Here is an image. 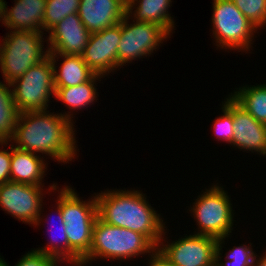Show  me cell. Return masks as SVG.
I'll return each instance as SVG.
<instances>
[{"instance_id": "21", "label": "cell", "mask_w": 266, "mask_h": 266, "mask_svg": "<svg viewBox=\"0 0 266 266\" xmlns=\"http://www.w3.org/2000/svg\"><path fill=\"white\" fill-rule=\"evenodd\" d=\"M255 120L266 124V84L240 87L230 95Z\"/></svg>"}, {"instance_id": "2", "label": "cell", "mask_w": 266, "mask_h": 266, "mask_svg": "<svg viewBox=\"0 0 266 266\" xmlns=\"http://www.w3.org/2000/svg\"><path fill=\"white\" fill-rule=\"evenodd\" d=\"M98 218L105 223L143 234L156 248L164 226L161 215L140 190H105L95 194Z\"/></svg>"}, {"instance_id": "8", "label": "cell", "mask_w": 266, "mask_h": 266, "mask_svg": "<svg viewBox=\"0 0 266 266\" xmlns=\"http://www.w3.org/2000/svg\"><path fill=\"white\" fill-rule=\"evenodd\" d=\"M212 7V35L216 46L234 51L238 49V52L250 51L252 38L258 29L231 0H213Z\"/></svg>"}, {"instance_id": "18", "label": "cell", "mask_w": 266, "mask_h": 266, "mask_svg": "<svg viewBox=\"0 0 266 266\" xmlns=\"http://www.w3.org/2000/svg\"><path fill=\"white\" fill-rule=\"evenodd\" d=\"M171 3V0H127L126 14L133 20L158 25L171 35L175 27L168 12Z\"/></svg>"}, {"instance_id": "5", "label": "cell", "mask_w": 266, "mask_h": 266, "mask_svg": "<svg viewBox=\"0 0 266 266\" xmlns=\"http://www.w3.org/2000/svg\"><path fill=\"white\" fill-rule=\"evenodd\" d=\"M44 32L10 31L0 43V67L5 83L11 84L48 56L43 50Z\"/></svg>"}, {"instance_id": "23", "label": "cell", "mask_w": 266, "mask_h": 266, "mask_svg": "<svg viewBox=\"0 0 266 266\" xmlns=\"http://www.w3.org/2000/svg\"><path fill=\"white\" fill-rule=\"evenodd\" d=\"M226 237L221 238L217 240L216 244V252H215V265L216 266H252L254 259L256 257L255 252L251 248L252 244L250 243L249 246L247 245H242V246H237L233 247L229 252H227L225 255V263L222 261V244L225 242Z\"/></svg>"}, {"instance_id": "3", "label": "cell", "mask_w": 266, "mask_h": 266, "mask_svg": "<svg viewBox=\"0 0 266 266\" xmlns=\"http://www.w3.org/2000/svg\"><path fill=\"white\" fill-rule=\"evenodd\" d=\"M58 194L56 203L61 208L68 237V262L82 261L89 254L98 218L96 198L80 200L70 186L63 187Z\"/></svg>"}, {"instance_id": "22", "label": "cell", "mask_w": 266, "mask_h": 266, "mask_svg": "<svg viewBox=\"0 0 266 266\" xmlns=\"http://www.w3.org/2000/svg\"><path fill=\"white\" fill-rule=\"evenodd\" d=\"M11 87L0 81V145L7 147L14 134L19 112L13 100ZM5 143V144H4Z\"/></svg>"}, {"instance_id": "1", "label": "cell", "mask_w": 266, "mask_h": 266, "mask_svg": "<svg viewBox=\"0 0 266 266\" xmlns=\"http://www.w3.org/2000/svg\"><path fill=\"white\" fill-rule=\"evenodd\" d=\"M69 113L54 114L49 110L19 113L10 142L18 149L69 163L77 154L74 117Z\"/></svg>"}, {"instance_id": "16", "label": "cell", "mask_w": 266, "mask_h": 266, "mask_svg": "<svg viewBox=\"0 0 266 266\" xmlns=\"http://www.w3.org/2000/svg\"><path fill=\"white\" fill-rule=\"evenodd\" d=\"M11 9L6 8L4 27L13 31L44 32L43 19L47 0H14Z\"/></svg>"}, {"instance_id": "19", "label": "cell", "mask_w": 266, "mask_h": 266, "mask_svg": "<svg viewBox=\"0 0 266 266\" xmlns=\"http://www.w3.org/2000/svg\"><path fill=\"white\" fill-rule=\"evenodd\" d=\"M54 67L55 88L72 87L89 81L95 73L87 66L81 55L48 53ZM62 57L63 61L57 70L55 64Z\"/></svg>"}, {"instance_id": "24", "label": "cell", "mask_w": 266, "mask_h": 266, "mask_svg": "<svg viewBox=\"0 0 266 266\" xmlns=\"http://www.w3.org/2000/svg\"><path fill=\"white\" fill-rule=\"evenodd\" d=\"M80 0H47L43 30L49 32L66 16L79 11Z\"/></svg>"}, {"instance_id": "4", "label": "cell", "mask_w": 266, "mask_h": 266, "mask_svg": "<svg viewBox=\"0 0 266 266\" xmlns=\"http://www.w3.org/2000/svg\"><path fill=\"white\" fill-rule=\"evenodd\" d=\"M155 249L156 247L143 234L109 225L97 218L93 226L89 254L82 261L87 264L93 259L96 261L100 258L122 261L152 253Z\"/></svg>"}, {"instance_id": "25", "label": "cell", "mask_w": 266, "mask_h": 266, "mask_svg": "<svg viewBox=\"0 0 266 266\" xmlns=\"http://www.w3.org/2000/svg\"><path fill=\"white\" fill-rule=\"evenodd\" d=\"M56 206H57L56 213L58 215V225H59L58 234L60 236L58 235L59 236L58 237L57 235H55V237L57 236L56 239L53 236L54 239L52 238L51 241H49L46 246L37 248L34 250L37 252L44 253L45 255H49L51 257L57 258L61 263H65V262H68V237L66 235V230H65L66 225L63 219L61 208L58 204Z\"/></svg>"}, {"instance_id": "30", "label": "cell", "mask_w": 266, "mask_h": 266, "mask_svg": "<svg viewBox=\"0 0 266 266\" xmlns=\"http://www.w3.org/2000/svg\"><path fill=\"white\" fill-rule=\"evenodd\" d=\"M148 255L151 256L148 266H176L158 248Z\"/></svg>"}, {"instance_id": "32", "label": "cell", "mask_w": 266, "mask_h": 266, "mask_svg": "<svg viewBox=\"0 0 266 266\" xmlns=\"http://www.w3.org/2000/svg\"><path fill=\"white\" fill-rule=\"evenodd\" d=\"M264 253L259 259H256V255L252 266H266V251Z\"/></svg>"}, {"instance_id": "31", "label": "cell", "mask_w": 266, "mask_h": 266, "mask_svg": "<svg viewBox=\"0 0 266 266\" xmlns=\"http://www.w3.org/2000/svg\"><path fill=\"white\" fill-rule=\"evenodd\" d=\"M4 0H0V21L2 24L5 23V13H6V8H7V3Z\"/></svg>"}, {"instance_id": "14", "label": "cell", "mask_w": 266, "mask_h": 266, "mask_svg": "<svg viewBox=\"0 0 266 266\" xmlns=\"http://www.w3.org/2000/svg\"><path fill=\"white\" fill-rule=\"evenodd\" d=\"M48 33V53L68 55H82L91 34L83 25L78 13L66 16Z\"/></svg>"}, {"instance_id": "28", "label": "cell", "mask_w": 266, "mask_h": 266, "mask_svg": "<svg viewBox=\"0 0 266 266\" xmlns=\"http://www.w3.org/2000/svg\"><path fill=\"white\" fill-rule=\"evenodd\" d=\"M59 263L60 261L57 258L31 250L20 258L15 266H59Z\"/></svg>"}, {"instance_id": "33", "label": "cell", "mask_w": 266, "mask_h": 266, "mask_svg": "<svg viewBox=\"0 0 266 266\" xmlns=\"http://www.w3.org/2000/svg\"><path fill=\"white\" fill-rule=\"evenodd\" d=\"M68 264H71L73 266H85L87 263L84 261H77V262H68Z\"/></svg>"}, {"instance_id": "27", "label": "cell", "mask_w": 266, "mask_h": 266, "mask_svg": "<svg viewBox=\"0 0 266 266\" xmlns=\"http://www.w3.org/2000/svg\"><path fill=\"white\" fill-rule=\"evenodd\" d=\"M222 105L223 114L216 118L213 124L214 134L217 136L218 141H226L232 146L234 135L233 113L224 104Z\"/></svg>"}, {"instance_id": "10", "label": "cell", "mask_w": 266, "mask_h": 266, "mask_svg": "<svg viewBox=\"0 0 266 266\" xmlns=\"http://www.w3.org/2000/svg\"><path fill=\"white\" fill-rule=\"evenodd\" d=\"M43 187L11 181L1 184L0 207L24 223L39 226L43 221Z\"/></svg>"}, {"instance_id": "9", "label": "cell", "mask_w": 266, "mask_h": 266, "mask_svg": "<svg viewBox=\"0 0 266 266\" xmlns=\"http://www.w3.org/2000/svg\"><path fill=\"white\" fill-rule=\"evenodd\" d=\"M129 15L121 21V39L118 45V68L124 64L132 63L135 59L150 56L161 46L169 34L158 25L142 21L129 24Z\"/></svg>"}, {"instance_id": "12", "label": "cell", "mask_w": 266, "mask_h": 266, "mask_svg": "<svg viewBox=\"0 0 266 266\" xmlns=\"http://www.w3.org/2000/svg\"><path fill=\"white\" fill-rule=\"evenodd\" d=\"M120 39L121 22L90 34L81 56L95 74L105 77L118 68L117 51Z\"/></svg>"}, {"instance_id": "17", "label": "cell", "mask_w": 266, "mask_h": 266, "mask_svg": "<svg viewBox=\"0 0 266 266\" xmlns=\"http://www.w3.org/2000/svg\"><path fill=\"white\" fill-rule=\"evenodd\" d=\"M11 146L10 181L35 186H44L42 179L47 171V162L41 155ZM46 169V171H45Z\"/></svg>"}, {"instance_id": "6", "label": "cell", "mask_w": 266, "mask_h": 266, "mask_svg": "<svg viewBox=\"0 0 266 266\" xmlns=\"http://www.w3.org/2000/svg\"><path fill=\"white\" fill-rule=\"evenodd\" d=\"M224 188L218 184L199 195L189 211L193 213L200 234L217 240L229 237L233 231V207Z\"/></svg>"}, {"instance_id": "29", "label": "cell", "mask_w": 266, "mask_h": 266, "mask_svg": "<svg viewBox=\"0 0 266 266\" xmlns=\"http://www.w3.org/2000/svg\"><path fill=\"white\" fill-rule=\"evenodd\" d=\"M10 168L11 147L8 151L0 149V185L10 181Z\"/></svg>"}, {"instance_id": "13", "label": "cell", "mask_w": 266, "mask_h": 266, "mask_svg": "<svg viewBox=\"0 0 266 266\" xmlns=\"http://www.w3.org/2000/svg\"><path fill=\"white\" fill-rule=\"evenodd\" d=\"M224 102L222 104L233 113L232 145L241 150L255 151L266 156V124L255 120L230 95Z\"/></svg>"}, {"instance_id": "34", "label": "cell", "mask_w": 266, "mask_h": 266, "mask_svg": "<svg viewBox=\"0 0 266 266\" xmlns=\"http://www.w3.org/2000/svg\"><path fill=\"white\" fill-rule=\"evenodd\" d=\"M0 266H10V265L7 264V262H5V260L2 259V257L0 256Z\"/></svg>"}, {"instance_id": "7", "label": "cell", "mask_w": 266, "mask_h": 266, "mask_svg": "<svg viewBox=\"0 0 266 266\" xmlns=\"http://www.w3.org/2000/svg\"><path fill=\"white\" fill-rule=\"evenodd\" d=\"M19 113L47 110L50 96H55L54 67L47 56L10 84Z\"/></svg>"}, {"instance_id": "20", "label": "cell", "mask_w": 266, "mask_h": 266, "mask_svg": "<svg viewBox=\"0 0 266 266\" xmlns=\"http://www.w3.org/2000/svg\"><path fill=\"white\" fill-rule=\"evenodd\" d=\"M104 76L95 74L89 81L83 82L72 87L56 88L55 98L64 103L67 109L75 111L76 109L87 108L88 105L97 100L98 92L96 88V80L101 81Z\"/></svg>"}, {"instance_id": "11", "label": "cell", "mask_w": 266, "mask_h": 266, "mask_svg": "<svg viewBox=\"0 0 266 266\" xmlns=\"http://www.w3.org/2000/svg\"><path fill=\"white\" fill-rule=\"evenodd\" d=\"M165 233L163 231L164 236L162 235L157 248L176 266H213L215 264L217 239L193 234L181 237L172 243L167 241L165 244Z\"/></svg>"}, {"instance_id": "15", "label": "cell", "mask_w": 266, "mask_h": 266, "mask_svg": "<svg viewBox=\"0 0 266 266\" xmlns=\"http://www.w3.org/2000/svg\"><path fill=\"white\" fill-rule=\"evenodd\" d=\"M127 0H80L78 15L90 33L100 32L123 20Z\"/></svg>"}, {"instance_id": "26", "label": "cell", "mask_w": 266, "mask_h": 266, "mask_svg": "<svg viewBox=\"0 0 266 266\" xmlns=\"http://www.w3.org/2000/svg\"><path fill=\"white\" fill-rule=\"evenodd\" d=\"M231 1L257 29L266 25V0Z\"/></svg>"}]
</instances>
